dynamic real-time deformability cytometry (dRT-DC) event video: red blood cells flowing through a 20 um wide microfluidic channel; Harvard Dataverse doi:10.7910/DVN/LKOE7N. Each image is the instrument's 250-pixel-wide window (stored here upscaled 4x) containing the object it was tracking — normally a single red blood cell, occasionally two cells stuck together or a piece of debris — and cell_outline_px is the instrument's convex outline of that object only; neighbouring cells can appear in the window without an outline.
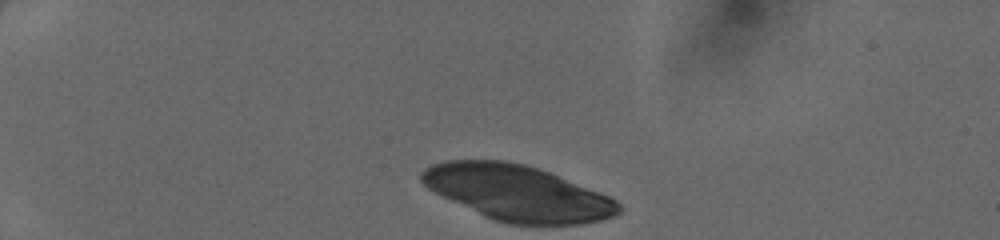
{"species": "human", "species_latin": "Homo sapiens", "temperature_condition": "cold", "stored_images_in_passage": 32, "camera_frame_rate_fps": 3000, "um_per_image_px": 0.085, "donor": {"sex": "female"}, "frame": {"image": 1, "passage_image": 1, "time_ms": 0.0, "image_size_px": [1000, 240], "cell_outline_px": [[620, 212], [612, 216], [600, 220], [584, 224], [508, 224], [492, 220], [428, 188], [420, 180], [420, 172], [424, 168], [432, 164], [444, 160], [508, 160], [524, 164], [548, 172], [612, 196], [620, 204]], "centroid_in_image_um": [43.99, 16.39], "position_along_channel_um": 41.0, "area_um2": 63.52}}